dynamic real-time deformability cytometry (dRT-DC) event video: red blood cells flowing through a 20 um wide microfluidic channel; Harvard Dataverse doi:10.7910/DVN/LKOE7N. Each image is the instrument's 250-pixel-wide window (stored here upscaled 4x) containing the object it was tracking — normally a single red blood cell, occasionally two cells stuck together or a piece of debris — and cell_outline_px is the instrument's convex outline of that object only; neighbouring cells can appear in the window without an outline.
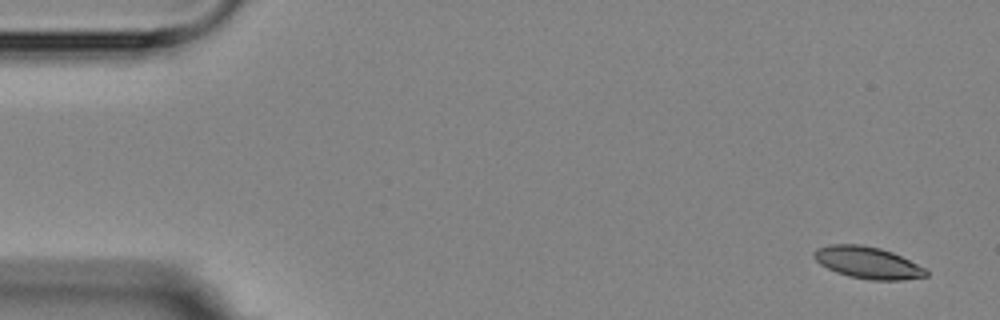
{"species": "Egyptian fruit bat (a non-hibernating species)", "species_latin": "Rousettus aegyptiacus", "temperature_condition": "room temperature", "stored_images_in_passage": 8, "camera_frame_rate_fps": 3000, "um_per_image_px": 0.085, "animal": {"sex": "female"}, "frame": {"image": 1, "passage_image": 1, "time_ms": 0.0, "image_size_px": [1000, 320], "cell_outline_px": [[928, 276], [904, 280], [872, 280], [848, 276], [836, 272], [820, 264], [812, 256], [812, 252], [816, 248], [828, 244], [860, 244], [880, 248], [892, 252], [924, 268], [928, 272]], "centroid_in_image_um": [73.71, 22.32], "position_along_channel_um": 11.3, "area_um2": 20.81}}
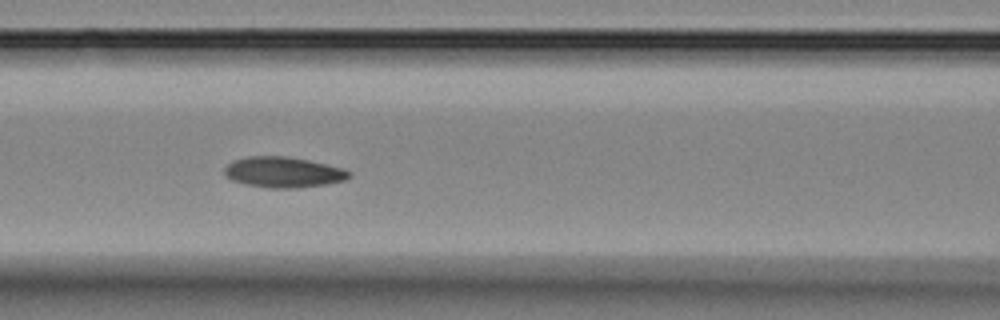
{"frame": {"image": 2, "passage_image": 7, "time_ms": 7.0, "image_size_px": [1000, 320], "cell_outline_px": [[352, 176], [344, 180], [324, 184], [296, 188], [268, 188], [244, 184], [232, 180], [224, 172], [224, 168], [232, 160], [248, 156], [284, 156], [308, 160], [344, 168], [352, 172]], "centroid_in_image_um": [24.08, 14.63], "position_along_channel_um": 142.5, "area_um2": 22.25}}
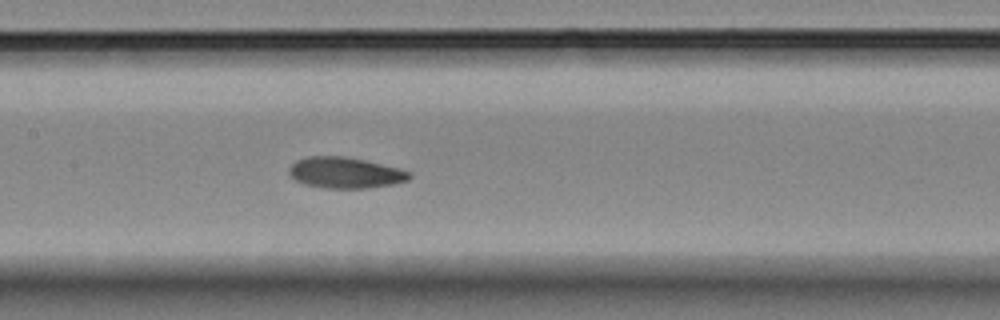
{"frame": {"image": 3, "passage_image": 8, "time_ms": 8.0, "image_size_px": [1000, 320], "cell_outline_px": [[412, 176], [408, 180], [392, 184], [368, 188], [324, 188], [304, 184], [296, 180], [288, 172], [288, 168], [296, 160], [308, 156], [344, 156], [364, 160], [412, 172]], "centroid_in_image_um": [29.32, 14.68], "position_along_channel_um": 178.1, "area_um2": 21.62}}